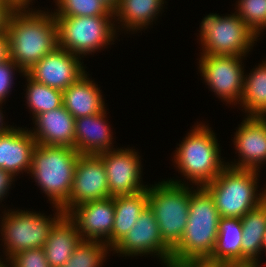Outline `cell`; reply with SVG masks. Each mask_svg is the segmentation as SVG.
<instances>
[{
  "mask_svg": "<svg viewBox=\"0 0 266 267\" xmlns=\"http://www.w3.org/2000/svg\"><path fill=\"white\" fill-rule=\"evenodd\" d=\"M54 16H113L114 13L100 0H56Z\"/></svg>",
  "mask_w": 266,
  "mask_h": 267,
  "instance_id": "f1b7e54d",
  "label": "cell"
},
{
  "mask_svg": "<svg viewBox=\"0 0 266 267\" xmlns=\"http://www.w3.org/2000/svg\"><path fill=\"white\" fill-rule=\"evenodd\" d=\"M0 2H12L11 0H0Z\"/></svg>",
  "mask_w": 266,
  "mask_h": 267,
  "instance_id": "7bdbcfd3",
  "label": "cell"
},
{
  "mask_svg": "<svg viewBox=\"0 0 266 267\" xmlns=\"http://www.w3.org/2000/svg\"><path fill=\"white\" fill-rule=\"evenodd\" d=\"M100 91L85 73L63 91V106L75 119L98 114L105 109Z\"/></svg>",
  "mask_w": 266,
  "mask_h": 267,
  "instance_id": "ffe728a7",
  "label": "cell"
},
{
  "mask_svg": "<svg viewBox=\"0 0 266 267\" xmlns=\"http://www.w3.org/2000/svg\"><path fill=\"white\" fill-rule=\"evenodd\" d=\"M67 216L76 224L82 240L105 243L112 234L114 224V197L89 201L73 207Z\"/></svg>",
  "mask_w": 266,
  "mask_h": 267,
  "instance_id": "9a60e30c",
  "label": "cell"
},
{
  "mask_svg": "<svg viewBox=\"0 0 266 267\" xmlns=\"http://www.w3.org/2000/svg\"><path fill=\"white\" fill-rule=\"evenodd\" d=\"M28 8L17 7L13 11L6 32L9 58L24 73L58 47L57 23L53 13Z\"/></svg>",
  "mask_w": 266,
  "mask_h": 267,
  "instance_id": "6da1fadb",
  "label": "cell"
},
{
  "mask_svg": "<svg viewBox=\"0 0 266 267\" xmlns=\"http://www.w3.org/2000/svg\"><path fill=\"white\" fill-rule=\"evenodd\" d=\"M2 121H3V113L0 110V134L8 131L12 127V126L9 127V126H6V125L3 126V122Z\"/></svg>",
  "mask_w": 266,
  "mask_h": 267,
  "instance_id": "f35d334b",
  "label": "cell"
},
{
  "mask_svg": "<svg viewBox=\"0 0 266 267\" xmlns=\"http://www.w3.org/2000/svg\"><path fill=\"white\" fill-rule=\"evenodd\" d=\"M224 267H258L256 265H235V266H224Z\"/></svg>",
  "mask_w": 266,
  "mask_h": 267,
  "instance_id": "60d3db41",
  "label": "cell"
},
{
  "mask_svg": "<svg viewBox=\"0 0 266 267\" xmlns=\"http://www.w3.org/2000/svg\"><path fill=\"white\" fill-rule=\"evenodd\" d=\"M181 182L171 179L147 187L148 206L157 220L163 241L171 249L179 243L189 217L191 189Z\"/></svg>",
  "mask_w": 266,
  "mask_h": 267,
  "instance_id": "8992f818",
  "label": "cell"
},
{
  "mask_svg": "<svg viewBox=\"0 0 266 267\" xmlns=\"http://www.w3.org/2000/svg\"><path fill=\"white\" fill-rule=\"evenodd\" d=\"M266 250V229L264 231V234H263V238H262V251Z\"/></svg>",
  "mask_w": 266,
  "mask_h": 267,
  "instance_id": "ab89813d",
  "label": "cell"
},
{
  "mask_svg": "<svg viewBox=\"0 0 266 267\" xmlns=\"http://www.w3.org/2000/svg\"><path fill=\"white\" fill-rule=\"evenodd\" d=\"M53 218L32 211L6 212L2 218L1 235L6 247V259L23 250L42 248L55 223L64 215L61 207ZM47 217V218H46ZM51 219V220H50Z\"/></svg>",
  "mask_w": 266,
  "mask_h": 267,
  "instance_id": "9c48e42d",
  "label": "cell"
},
{
  "mask_svg": "<svg viewBox=\"0 0 266 267\" xmlns=\"http://www.w3.org/2000/svg\"><path fill=\"white\" fill-rule=\"evenodd\" d=\"M223 264L210 263L207 261H184L170 262L166 267H224Z\"/></svg>",
  "mask_w": 266,
  "mask_h": 267,
  "instance_id": "e575fe53",
  "label": "cell"
},
{
  "mask_svg": "<svg viewBox=\"0 0 266 267\" xmlns=\"http://www.w3.org/2000/svg\"><path fill=\"white\" fill-rule=\"evenodd\" d=\"M199 32L202 55L245 57L259 37L235 13L224 17L213 13L205 16Z\"/></svg>",
  "mask_w": 266,
  "mask_h": 267,
  "instance_id": "ba28073f",
  "label": "cell"
},
{
  "mask_svg": "<svg viewBox=\"0 0 266 267\" xmlns=\"http://www.w3.org/2000/svg\"><path fill=\"white\" fill-rule=\"evenodd\" d=\"M240 218L220 217L214 251L207 262L225 266L243 265Z\"/></svg>",
  "mask_w": 266,
  "mask_h": 267,
  "instance_id": "7402d4cb",
  "label": "cell"
},
{
  "mask_svg": "<svg viewBox=\"0 0 266 267\" xmlns=\"http://www.w3.org/2000/svg\"><path fill=\"white\" fill-rule=\"evenodd\" d=\"M124 149L98 154L105 166L110 197L139 193L148 186L141 183L142 166L138 152Z\"/></svg>",
  "mask_w": 266,
  "mask_h": 267,
  "instance_id": "4fadbf2b",
  "label": "cell"
},
{
  "mask_svg": "<svg viewBox=\"0 0 266 267\" xmlns=\"http://www.w3.org/2000/svg\"><path fill=\"white\" fill-rule=\"evenodd\" d=\"M110 247L102 241L81 240L62 267H100ZM102 264V265H101Z\"/></svg>",
  "mask_w": 266,
  "mask_h": 267,
  "instance_id": "83f0119b",
  "label": "cell"
},
{
  "mask_svg": "<svg viewBox=\"0 0 266 267\" xmlns=\"http://www.w3.org/2000/svg\"><path fill=\"white\" fill-rule=\"evenodd\" d=\"M246 117L234 137L235 149L241 159L234 164L227 162V166L258 171L259 166L266 161V117Z\"/></svg>",
  "mask_w": 266,
  "mask_h": 267,
  "instance_id": "2e32d148",
  "label": "cell"
},
{
  "mask_svg": "<svg viewBox=\"0 0 266 267\" xmlns=\"http://www.w3.org/2000/svg\"><path fill=\"white\" fill-rule=\"evenodd\" d=\"M16 8L13 2H0V34L7 32L9 18Z\"/></svg>",
  "mask_w": 266,
  "mask_h": 267,
  "instance_id": "d6a6232c",
  "label": "cell"
},
{
  "mask_svg": "<svg viewBox=\"0 0 266 267\" xmlns=\"http://www.w3.org/2000/svg\"><path fill=\"white\" fill-rule=\"evenodd\" d=\"M258 172L226 166L213 181L204 185L220 217L242 218L266 200V189L257 194Z\"/></svg>",
  "mask_w": 266,
  "mask_h": 267,
  "instance_id": "277c9868",
  "label": "cell"
},
{
  "mask_svg": "<svg viewBox=\"0 0 266 267\" xmlns=\"http://www.w3.org/2000/svg\"><path fill=\"white\" fill-rule=\"evenodd\" d=\"M76 224L64 214L52 227L43 246L51 267H62L81 241Z\"/></svg>",
  "mask_w": 266,
  "mask_h": 267,
  "instance_id": "44dd1931",
  "label": "cell"
},
{
  "mask_svg": "<svg viewBox=\"0 0 266 267\" xmlns=\"http://www.w3.org/2000/svg\"><path fill=\"white\" fill-rule=\"evenodd\" d=\"M110 17L55 16L58 46L79 57L106 47L117 34Z\"/></svg>",
  "mask_w": 266,
  "mask_h": 267,
  "instance_id": "52a82bcc",
  "label": "cell"
},
{
  "mask_svg": "<svg viewBox=\"0 0 266 267\" xmlns=\"http://www.w3.org/2000/svg\"><path fill=\"white\" fill-rule=\"evenodd\" d=\"M14 178L15 176H13L10 172L0 168V201L4 199L3 197L7 194Z\"/></svg>",
  "mask_w": 266,
  "mask_h": 267,
  "instance_id": "836d02e7",
  "label": "cell"
},
{
  "mask_svg": "<svg viewBox=\"0 0 266 267\" xmlns=\"http://www.w3.org/2000/svg\"><path fill=\"white\" fill-rule=\"evenodd\" d=\"M12 267H51L46 259L44 248L23 250L14 254L7 262ZM10 266V267H11Z\"/></svg>",
  "mask_w": 266,
  "mask_h": 267,
  "instance_id": "4dcf8cb0",
  "label": "cell"
},
{
  "mask_svg": "<svg viewBox=\"0 0 266 267\" xmlns=\"http://www.w3.org/2000/svg\"><path fill=\"white\" fill-rule=\"evenodd\" d=\"M102 1L112 12H114L118 5L120 0H100Z\"/></svg>",
  "mask_w": 266,
  "mask_h": 267,
  "instance_id": "8d00e7d4",
  "label": "cell"
},
{
  "mask_svg": "<svg viewBox=\"0 0 266 267\" xmlns=\"http://www.w3.org/2000/svg\"><path fill=\"white\" fill-rule=\"evenodd\" d=\"M235 12L258 36L266 29V0H239Z\"/></svg>",
  "mask_w": 266,
  "mask_h": 267,
  "instance_id": "f546056e",
  "label": "cell"
},
{
  "mask_svg": "<svg viewBox=\"0 0 266 267\" xmlns=\"http://www.w3.org/2000/svg\"><path fill=\"white\" fill-rule=\"evenodd\" d=\"M242 58L234 55H201L199 60L200 73L207 85L219 98L230 104H237L243 94Z\"/></svg>",
  "mask_w": 266,
  "mask_h": 267,
  "instance_id": "30bf717a",
  "label": "cell"
},
{
  "mask_svg": "<svg viewBox=\"0 0 266 267\" xmlns=\"http://www.w3.org/2000/svg\"><path fill=\"white\" fill-rule=\"evenodd\" d=\"M79 156L75 148L65 146L37 144L33 150L29 173L54 207H62L69 199Z\"/></svg>",
  "mask_w": 266,
  "mask_h": 267,
  "instance_id": "3957f363",
  "label": "cell"
},
{
  "mask_svg": "<svg viewBox=\"0 0 266 267\" xmlns=\"http://www.w3.org/2000/svg\"><path fill=\"white\" fill-rule=\"evenodd\" d=\"M164 0H120L117 9L113 12V17L129 31H137L142 27H147L159 11ZM120 19V20H119Z\"/></svg>",
  "mask_w": 266,
  "mask_h": 267,
  "instance_id": "d4e9b609",
  "label": "cell"
},
{
  "mask_svg": "<svg viewBox=\"0 0 266 267\" xmlns=\"http://www.w3.org/2000/svg\"><path fill=\"white\" fill-rule=\"evenodd\" d=\"M9 59V39L7 33L0 34V63Z\"/></svg>",
  "mask_w": 266,
  "mask_h": 267,
  "instance_id": "d590c367",
  "label": "cell"
},
{
  "mask_svg": "<svg viewBox=\"0 0 266 267\" xmlns=\"http://www.w3.org/2000/svg\"><path fill=\"white\" fill-rule=\"evenodd\" d=\"M36 145V140L28 129L11 127L8 131L1 133L0 168L10 172L13 176L23 170L29 173L32 153Z\"/></svg>",
  "mask_w": 266,
  "mask_h": 267,
  "instance_id": "ac0fdd59",
  "label": "cell"
},
{
  "mask_svg": "<svg viewBox=\"0 0 266 267\" xmlns=\"http://www.w3.org/2000/svg\"><path fill=\"white\" fill-rule=\"evenodd\" d=\"M31 131L37 144L75 148V118L61 106L38 114Z\"/></svg>",
  "mask_w": 266,
  "mask_h": 267,
  "instance_id": "e0dca14e",
  "label": "cell"
},
{
  "mask_svg": "<svg viewBox=\"0 0 266 267\" xmlns=\"http://www.w3.org/2000/svg\"><path fill=\"white\" fill-rule=\"evenodd\" d=\"M244 76L241 104L248 116H266V61Z\"/></svg>",
  "mask_w": 266,
  "mask_h": 267,
  "instance_id": "484cf974",
  "label": "cell"
},
{
  "mask_svg": "<svg viewBox=\"0 0 266 267\" xmlns=\"http://www.w3.org/2000/svg\"><path fill=\"white\" fill-rule=\"evenodd\" d=\"M80 60L81 57L58 46L25 73L34 81L63 92L85 74Z\"/></svg>",
  "mask_w": 266,
  "mask_h": 267,
  "instance_id": "5bb4252c",
  "label": "cell"
},
{
  "mask_svg": "<svg viewBox=\"0 0 266 267\" xmlns=\"http://www.w3.org/2000/svg\"><path fill=\"white\" fill-rule=\"evenodd\" d=\"M220 215L204 186L191 190L189 217L179 243L172 249L171 262L207 261L214 251Z\"/></svg>",
  "mask_w": 266,
  "mask_h": 267,
  "instance_id": "7a4b0ae2",
  "label": "cell"
},
{
  "mask_svg": "<svg viewBox=\"0 0 266 267\" xmlns=\"http://www.w3.org/2000/svg\"><path fill=\"white\" fill-rule=\"evenodd\" d=\"M193 128L177 147L174 161L187 180L204 186L213 181L227 163L219 155L218 140L211 127L198 124Z\"/></svg>",
  "mask_w": 266,
  "mask_h": 267,
  "instance_id": "5b68a950",
  "label": "cell"
},
{
  "mask_svg": "<svg viewBox=\"0 0 266 267\" xmlns=\"http://www.w3.org/2000/svg\"><path fill=\"white\" fill-rule=\"evenodd\" d=\"M0 267H8V265L4 264V261L0 260Z\"/></svg>",
  "mask_w": 266,
  "mask_h": 267,
  "instance_id": "b9f144b4",
  "label": "cell"
},
{
  "mask_svg": "<svg viewBox=\"0 0 266 267\" xmlns=\"http://www.w3.org/2000/svg\"><path fill=\"white\" fill-rule=\"evenodd\" d=\"M21 73H24L21 68L14 63L10 58L7 59L5 62L0 63V104H2L7 97V95L10 92L12 84H14L13 81V76L15 70ZM14 71V72H13Z\"/></svg>",
  "mask_w": 266,
  "mask_h": 267,
  "instance_id": "1f68e13d",
  "label": "cell"
},
{
  "mask_svg": "<svg viewBox=\"0 0 266 267\" xmlns=\"http://www.w3.org/2000/svg\"><path fill=\"white\" fill-rule=\"evenodd\" d=\"M110 197L107 175L99 155L80 154L68 201L61 207L67 214L83 203Z\"/></svg>",
  "mask_w": 266,
  "mask_h": 267,
  "instance_id": "7c38bea8",
  "label": "cell"
},
{
  "mask_svg": "<svg viewBox=\"0 0 266 267\" xmlns=\"http://www.w3.org/2000/svg\"><path fill=\"white\" fill-rule=\"evenodd\" d=\"M113 250L125 256L154 253L166 266L172 257V249L163 241L157 220L149 206L139 215L129 232L111 249Z\"/></svg>",
  "mask_w": 266,
  "mask_h": 267,
  "instance_id": "8fae6325",
  "label": "cell"
},
{
  "mask_svg": "<svg viewBox=\"0 0 266 267\" xmlns=\"http://www.w3.org/2000/svg\"><path fill=\"white\" fill-rule=\"evenodd\" d=\"M148 206L147 189L132 195L114 196L115 217L110 238L105 242L111 249L135 225L139 215Z\"/></svg>",
  "mask_w": 266,
  "mask_h": 267,
  "instance_id": "603a6c76",
  "label": "cell"
},
{
  "mask_svg": "<svg viewBox=\"0 0 266 267\" xmlns=\"http://www.w3.org/2000/svg\"><path fill=\"white\" fill-rule=\"evenodd\" d=\"M105 114L104 109L98 114L75 119V149L80 154L98 155L113 150L112 132L104 119Z\"/></svg>",
  "mask_w": 266,
  "mask_h": 267,
  "instance_id": "d6986e66",
  "label": "cell"
},
{
  "mask_svg": "<svg viewBox=\"0 0 266 267\" xmlns=\"http://www.w3.org/2000/svg\"><path fill=\"white\" fill-rule=\"evenodd\" d=\"M17 7H28L32 0H11Z\"/></svg>",
  "mask_w": 266,
  "mask_h": 267,
  "instance_id": "74e56055",
  "label": "cell"
},
{
  "mask_svg": "<svg viewBox=\"0 0 266 267\" xmlns=\"http://www.w3.org/2000/svg\"><path fill=\"white\" fill-rule=\"evenodd\" d=\"M23 75L28 82L26 88V103L28 107H30V111H32L33 118L38 114L63 106L62 91L34 81L26 73H23Z\"/></svg>",
  "mask_w": 266,
  "mask_h": 267,
  "instance_id": "4316f807",
  "label": "cell"
},
{
  "mask_svg": "<svg viewBox=\"0 0 266 267\" xmlns=\"http://www.w3.org/2000/svg\"><path fill=\"white\" fill-rule=\"evenodd\" d=\"M241 219L243 265H258L262 238L266 229V200L247 212Z\"/></svg>",
  "mask_w": 266,
  "mask_h": 267,
  "instance_id": "cb8c5ba5",
  "label": "cell"
}]
</instances>
